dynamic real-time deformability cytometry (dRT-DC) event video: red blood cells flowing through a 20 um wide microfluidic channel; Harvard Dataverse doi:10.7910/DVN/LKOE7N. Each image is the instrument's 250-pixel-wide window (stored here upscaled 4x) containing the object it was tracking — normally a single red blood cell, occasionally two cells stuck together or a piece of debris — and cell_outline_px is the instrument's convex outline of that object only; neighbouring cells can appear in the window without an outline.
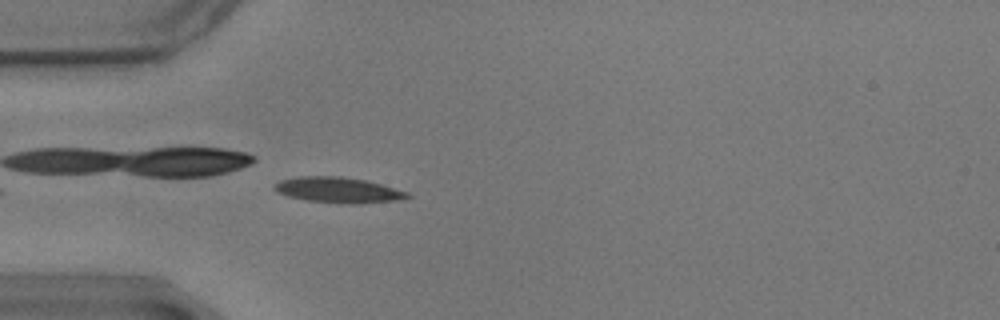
{"species": "common noctule bat (a hibernating species)", "species_latin": "Nyctalus noctula", "temperature_condition": "warm", "stored_images_in_passage": 15, "camera_frame_rate_fps": 3000, "um_per_image_px": 0.085, "animal": {"sex": "male", "body_mass_g": 17.9}, "frame": {"image": 1, "passage_image": 3, "time_ms": 0.667, "image_size_px": [1000, 320], "cell_outline_px": [[412, 196], [396, 200], [356, 204], [352, 204], [308, 200], [288, 196], [276, 192], [272, 188], [280, 180], [300, 176], [340, 176], [368, 180], [408, 192]], "centroid_in_image_um": [28.74, 16.14], "position_along_channel_um": 56.3, "area_um2": 19.71}}